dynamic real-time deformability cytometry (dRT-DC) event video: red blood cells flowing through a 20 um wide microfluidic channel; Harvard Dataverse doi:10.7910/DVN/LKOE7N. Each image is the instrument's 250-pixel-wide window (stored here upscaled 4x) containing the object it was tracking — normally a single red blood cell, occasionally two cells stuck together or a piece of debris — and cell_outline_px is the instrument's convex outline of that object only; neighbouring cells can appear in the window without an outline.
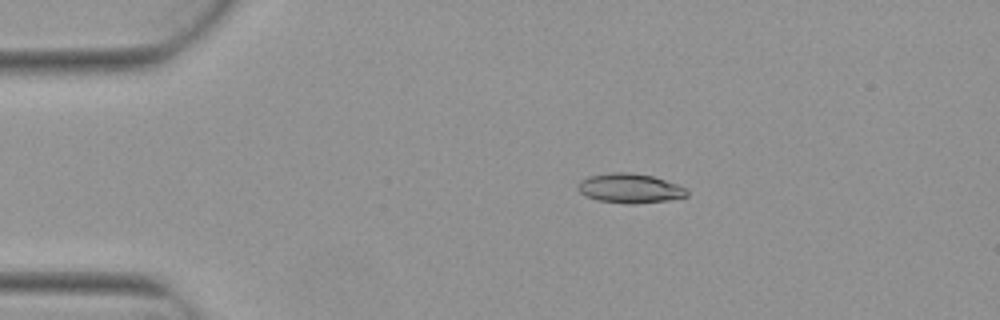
{"species": "Egyptian fruit bat (a non-hibernating species)", "species_latin": "Rousettus aegyptiacus", "temperature_condition": "warm", "stored_images_in_passage": 6, "camera_frame_rate_fps": 3000, "um_per_image_px": 0.085, "animal": {"sex": "female"}, "frame": {"image": 1, "passage_image": 3, "time_ms": 0.667, "image_size_px": [1000, 320], "cell_outline_px": [[688, 196], [668, 200], [636, 204], [628, 204], [596, 200], [580, 192], [576, 188], [576, 184], [580, 180], [588, 176], [612, 172], [628, 172], [652, 176], [688, 188]], "centroid_in_image_um": [53.52, 16.01], "position_along_channel_um": 31.5, "area_um2": 18.84}}
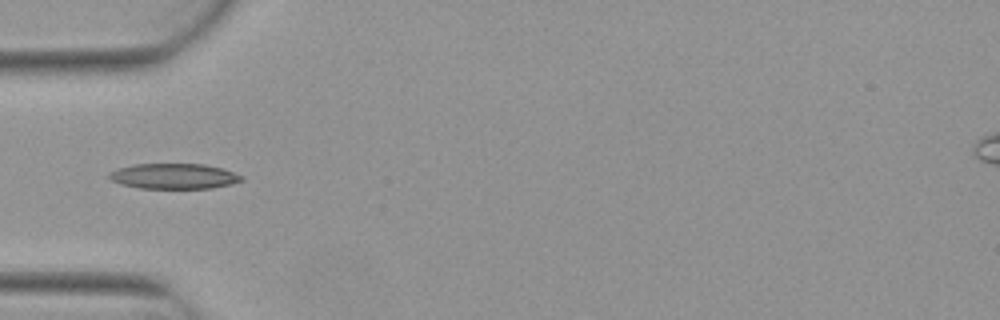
{"frame": {"image": 2, "passage_image": 5, "time_ms": 1.333, "image_size_px": [1000, 320], "cell_outline_px": [[244, 180], [232, 184], [212, 188], [140, 188], [120, 184], [112, 180], [108, 176], [108, 172], [116, 168], [132, 164], [204, 164], [220, 168], [244, 176]], "centroid_in_image_um": [14.76, 14.97], "position_along_channel_um": 70.2, "area_um2": 19.65}}
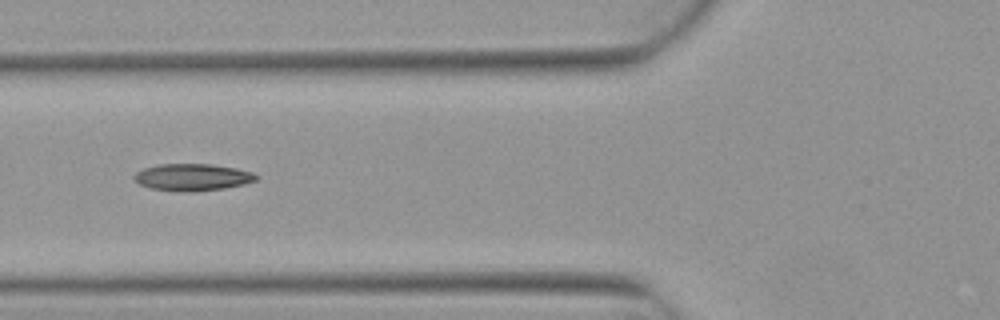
{"frame": {"image": 3, "passage_image": 6, "time_ms": 1.667, "image_size_px": [1000, 320], "cell_outline_px": [[260, 176], [256, 180], [244, 184], [224, 188], [192, 192], [184, 192], [152, 188], [140, 184], [132, 180], [132, 176], [136, 172], [144, 168], [160, 164], [212, 164], [236, 168], [252, 172]], "centroid_in_image_um": [16.35, 15.06], "position_along_channel_um": 109.4, "area_um2": 19.25}}